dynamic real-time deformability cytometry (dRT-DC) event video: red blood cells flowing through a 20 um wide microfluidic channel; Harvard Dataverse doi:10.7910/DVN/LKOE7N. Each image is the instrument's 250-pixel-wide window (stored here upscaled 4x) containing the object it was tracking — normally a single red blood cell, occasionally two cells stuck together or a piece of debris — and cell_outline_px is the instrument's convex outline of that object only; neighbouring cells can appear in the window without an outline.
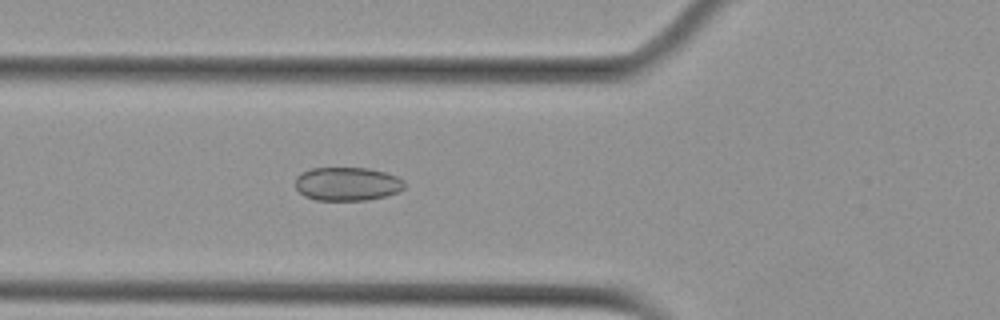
{"species": "Egyptian fruit bat (a non-hibernating species)", "species_latin": "Rousettus aegyptiacus", "temperature_condition": "cold", "stored_images_in_passage": 42, "camera_frame_rate_fps": 3000, "um_per_image_px": 0.085, "animal": {"sex": "female"}, "frame": {"image": 1, "passage_image": 12, "time_ms": 3.667, "image_size_px": [1000, 320], "cell_outline_px": [[404, 188], [400, 192], [388, 196], [368, 200], [316, 200], [304, 196], [296, 188], [296, 176], [300, 172], [312, 168], [368, 168], [388, 172], [404, 180]], "centroid_in_image_um": [29.54, 15.63], "position_along_channel_um": 96.3, "area_um2": 21.68}}
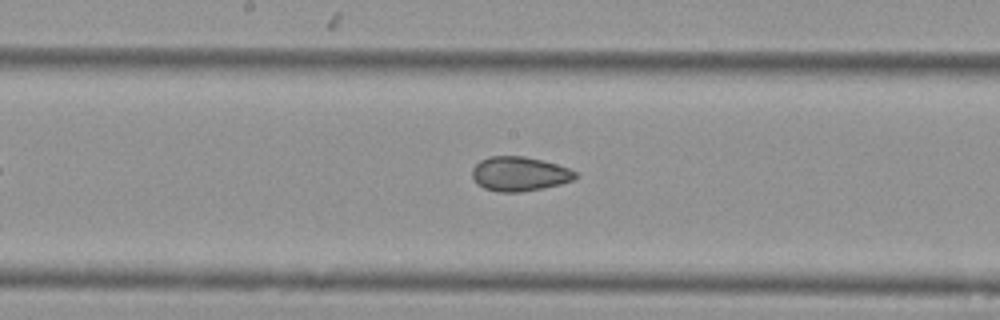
{"frame": {"image": 2, "passage_image": 21, "time_ms": 6.667, "image_size_px": [1000, 320], "cell_outline_px": [[576, 176], [572, 180], [560, 184], [520, 192], [500, 192], [484, 188], [476, 184], [472, 176], [472, 168], [480, 160], [488, 156], [524, 156], [556, 164], [568, 168], [576, 172]], "centroid_in_image_um": [44.1, 14.77], "position_along_channel_um": 204.1, "area_um2": 20.52}}
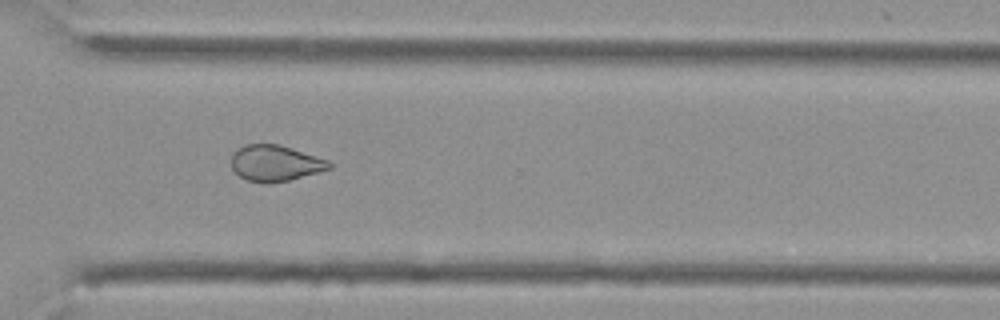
{"frame": {"image": 3, "passage_image": 33, "time_ms": 10.667, "image_size_px": [1000, 320], "cell_outline_px": [[332, 168], [288, 180], [248, 180], [240, 176], [232, 168], [232, 152], [244, 144], [280, 144], [328, 160], [332, 164]], "centroid_in_image_um": [23.4, 13.81], "position_along_channel_um": 347.2, "area_um2": 19.88}, "authors_computed_cell_mechanics": {"area_um2": 21.5305, "velocity_mm_per_s": 3.5812, "shape_relaxation_time_tau1_ms": null, "shape_relaxation_time_tau2_ms": 3.5039, "deformation_change_tau1": null, "deformation_change_tau2": 0.0751}}